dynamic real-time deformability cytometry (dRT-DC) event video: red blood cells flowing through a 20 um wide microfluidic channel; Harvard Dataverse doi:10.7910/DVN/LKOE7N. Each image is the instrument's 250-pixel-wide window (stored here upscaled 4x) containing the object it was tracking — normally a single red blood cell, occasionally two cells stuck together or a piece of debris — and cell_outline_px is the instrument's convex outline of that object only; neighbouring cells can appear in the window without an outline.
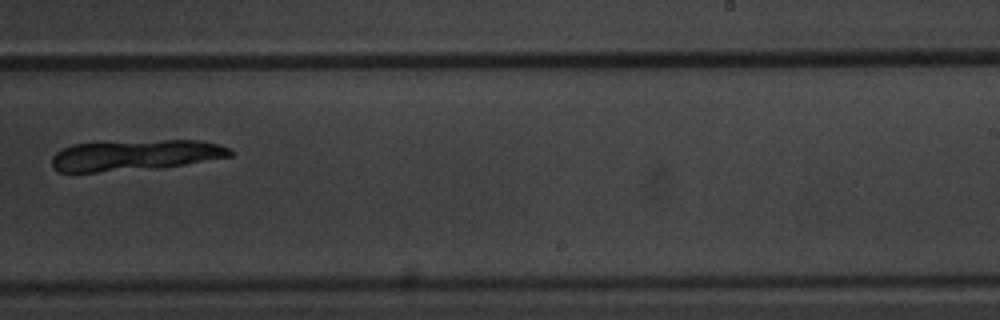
{"species": "common noctule bat (a hibernating species)", "species_latin": "Nyctalus noctula", "temperature_condition": "warm", "stored_images_in_passage": 16, "camera_frame_rate_fps": 3000, "um_per_image_px": 0.085, "animal": {"sex": "male", "body_mass_g": 20.1, "forearm_length_mm": 53.5}, "frame": {"image": 1, "passage_image": 10, "time_ms": 11.667, "image_size_px": [1000, 320], "cell_outline_px": [[232, 156], [160, 168], [96, 172], [60, 172], [52, 168], [52, 156], [56, 152], [72, 144], [164, 140], [200, 140], [216, 144], [228, 148], [232, 152]], "centroid_in_image_um": [11.46, 13.2], "position_along_channel_um": 277.5, "area_um2": 31.67}}
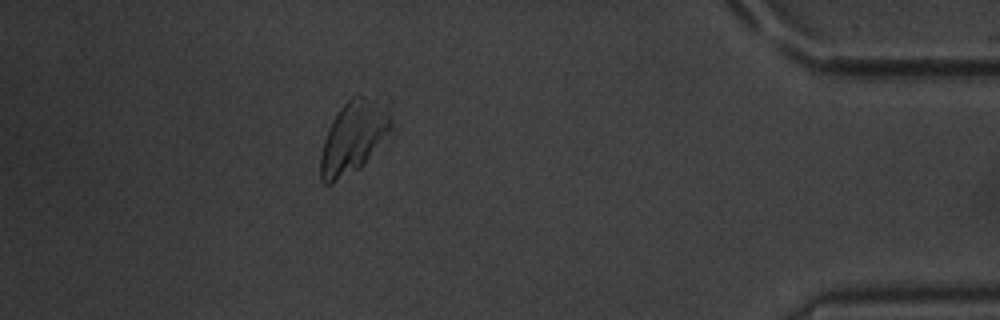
{"frame": {"image": 2, "passage_image": 14, "time_ms": 16.333, "image_size_px": [1000, 320], "cell_outline_px": [[392, 128], [364, 164], [360, 168], [332, 184], [324, 184], [320, 180], [320, 156], [324, 140], [328, 128], [332, 120], [340, 108], [352, 96], [392, 96]], "centroid_in_image_um": [30.13, 11.54], "position_along_channel_um": 405.1, "area_um2": 30.92}}